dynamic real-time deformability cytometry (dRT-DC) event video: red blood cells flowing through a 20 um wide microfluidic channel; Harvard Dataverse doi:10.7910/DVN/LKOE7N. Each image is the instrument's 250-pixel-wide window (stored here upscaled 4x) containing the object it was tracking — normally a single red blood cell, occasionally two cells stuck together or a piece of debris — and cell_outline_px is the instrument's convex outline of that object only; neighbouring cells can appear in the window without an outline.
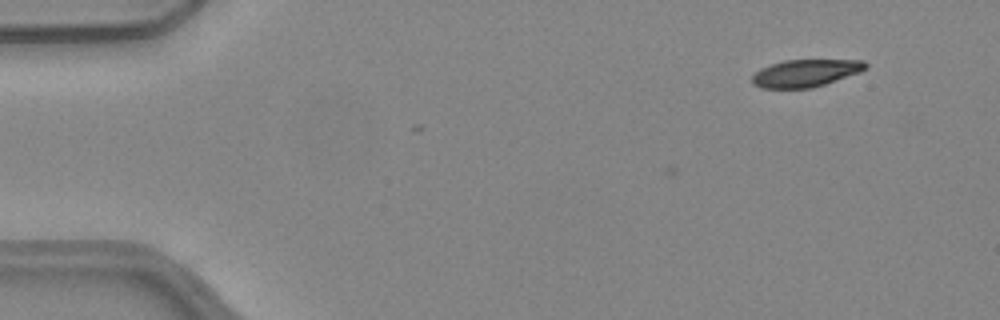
{"species": "common noctule bat (a hibernating species)", "species_latin": "Nyctalus noctula", "temperature_condition": "warm", "stored_images_in_passage": 2, "camera_frame_rate_fps": 3000, "um_per_image_px": 0.085, "animal": {"sex": "female", "body_mass_g": 24.6, "forearm_length_mm": 56.2}, "frame": {"image": 1, "passage_image": 2, "time_ms": 0.333, "image_size_px": [1000, 320], "cell_outline_px": [[868, 68], [860, 72], [812, 88], [760, 88], [752, 84], [752, 76], [760, 68], [784, 60], [864, 60], [868, 64]], "centroid_in_image_um": [68.47, 6.21], "position_along_channel_um": 16.5, "area_um2": 18.09}}